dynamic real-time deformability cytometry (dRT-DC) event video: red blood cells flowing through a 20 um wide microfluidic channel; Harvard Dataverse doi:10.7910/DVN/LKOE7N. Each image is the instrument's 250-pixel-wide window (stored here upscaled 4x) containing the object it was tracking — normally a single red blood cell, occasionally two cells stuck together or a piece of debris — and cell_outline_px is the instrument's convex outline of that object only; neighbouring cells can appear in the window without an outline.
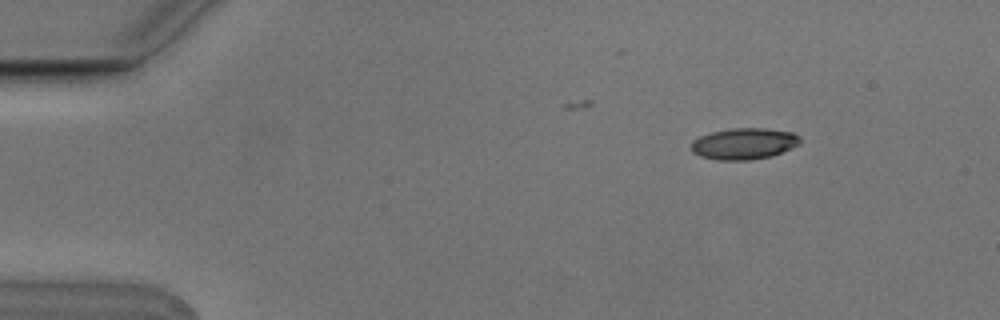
{"species": "Egyptian fruit bat (a non-hibernating species)", "species_latin": "Rousettus aegyptiacus", "temperature_condition": "cold", "stored_images_in_passage": 4, "camera_frame_rate_fps": 3000, "um_per_image_px": 0.085, "animal": {"sex": "male"}, "frame": {"image": 1, "passage_image": 2, "time_ms": 0.333, "image_size_px": [1000, 320], "cell_outline_px": [[800, 144], [772, 156], [752, 160], [716, 160], [700, 156], [692, 152], [692, 140], [700, 136], [712, 132], [732, 128], [764, 128], [792, 132], [800, 136]], "centroid_in_image_um": [63.24, 12.22], "position_along_channel_um": 21.8, "area_um2": 19.94}}